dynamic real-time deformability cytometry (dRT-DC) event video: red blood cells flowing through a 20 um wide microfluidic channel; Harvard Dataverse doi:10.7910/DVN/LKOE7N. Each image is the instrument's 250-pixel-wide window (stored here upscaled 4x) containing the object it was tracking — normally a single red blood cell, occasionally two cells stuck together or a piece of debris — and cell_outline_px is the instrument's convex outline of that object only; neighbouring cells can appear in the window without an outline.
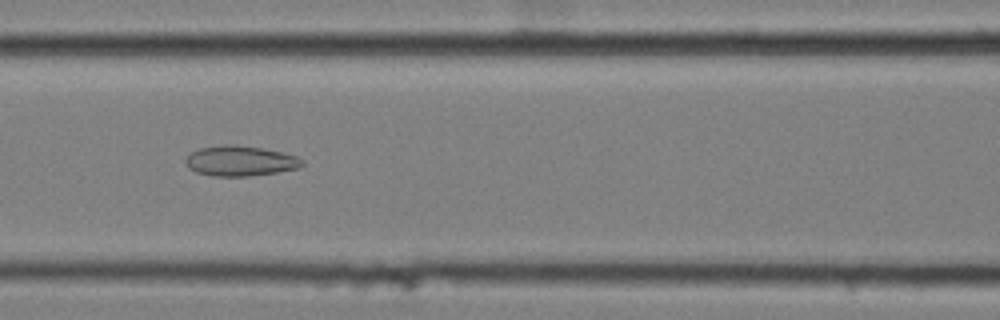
{"species": "common noctule bat (a hibernating species)", "species_latin": "Nyctalus noctula", "temperature_condition": "cold", "stored_images_in_passage": 9, "camera_frame_rate_fps": 3000, "um_per_image_px": 0.085, "animal": {"sex": "female", "body_mass_g": 25.1}, "frame": {"image": 1, "passage_image": 8, "time_ms": 2.333, "image_size_px": [1000, 320], "cell_outline_px": [[304, 164], [300, 168], [276, 172], [248, 176], [212, 176], [196, 172], [188, 168], [184, 160], [192, 152], [200, 148], [224, 144], [236, 144], [264, 148], [284, 152], [296, 156], [304, 160]], "centroid_in_image_um": [20.44, 13.67], "position_along_channel_um": 146.2, "area_um2": 20.75}}
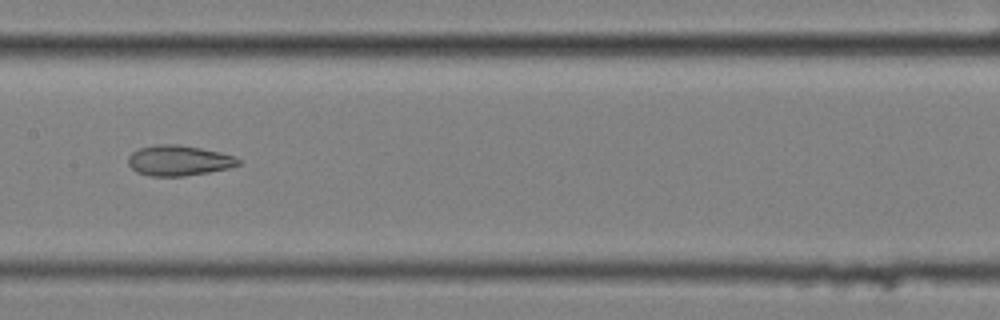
{"frame": {"image": 2, "passage_image": 9, "time_ms": 2.667, "image_size_px": [1000, 320], "cell_outline_px": [[240, 164], [228, 168], [208, 172], [184, 176], [152, 176], [136, 172], [128, 164], [128, 156], [132, 152], [140, 148], [156, 144], [180, 144], [220, 152], [236, 156], [240, 160]], "centroid_in_image_um": [15.19, 13.64], "position_along_channel_um": 192.2, "area_um2": 19.54}}